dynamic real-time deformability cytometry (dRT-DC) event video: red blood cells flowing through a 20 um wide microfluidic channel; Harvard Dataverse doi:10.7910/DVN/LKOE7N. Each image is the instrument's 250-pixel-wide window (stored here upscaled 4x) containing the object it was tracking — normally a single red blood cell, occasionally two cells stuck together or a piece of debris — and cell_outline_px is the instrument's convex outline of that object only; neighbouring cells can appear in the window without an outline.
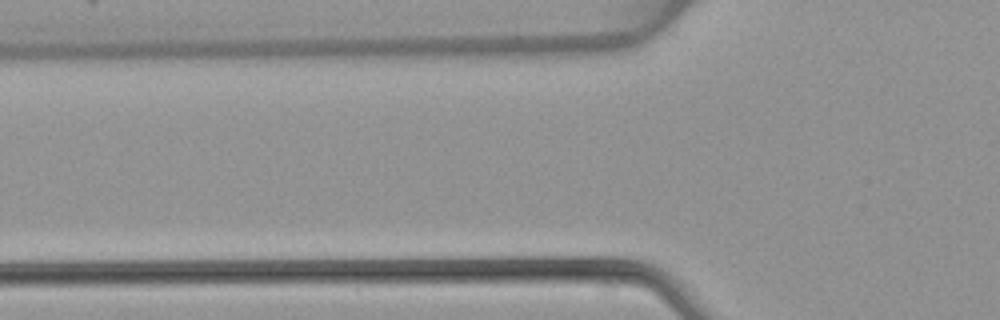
{"species": "common noctule bat (a hibernating species)", "species_latin": "Nyctalus noctula", "temperature_condition": "warm", "stored_images_in_passage": 3, "camera_frame_rate_fps": 3000, "um_per_image_px": 0.085, "animal": {"sex": "female", "body_mass_g": 22.7, "forearm_length_mm": 54.2}, "frame": {"image": 1, "passage_image": 2, "time_ms": 0.333, "image_size_px": [1000, 320], "cell_outline_px": [[596, 280], [592, 284], [476, 280], [520, 260], [576, 260]], "centroid_in_image_um": [46.14, 23.16], "position_along_channel_um": 79.7, "area_um2": 14.45}}